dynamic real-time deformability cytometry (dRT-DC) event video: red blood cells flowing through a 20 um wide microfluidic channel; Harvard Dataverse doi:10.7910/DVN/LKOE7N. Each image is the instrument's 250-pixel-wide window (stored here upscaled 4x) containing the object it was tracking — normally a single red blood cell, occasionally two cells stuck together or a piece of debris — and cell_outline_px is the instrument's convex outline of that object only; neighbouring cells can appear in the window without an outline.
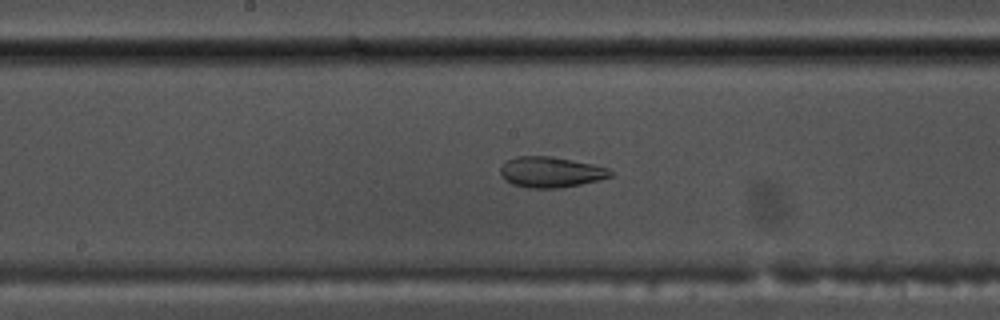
{"species": "common noctule bat (a hibernating species)", "species_latin": "Nyctalus noctula", "temperature_condition": "warm", "stored_images_in_passage": 53, "camera_frame_rate_fps": 3000, "um_per_image_px": 0.085, "animal": {"sex": "male", "body_mass_g": 17.5, "forearm_length_mm": 52.3}, "frame": {"image": 1, "passage_image": 27, "time_ms": 8.667, "image_size_px": [1000, 320], "cell_outline_px": [[612, 176], [600, 180], [560, 188], [528, 188], [512, 184], [504, 180], [500, 172], [500, 168], [508, 160], [516, 156], [552, 156], [592, 164], [608, 168], [612, 172]], "centroid_in_image_um": [46.81, 14.63], "position_along_channel_um": 201.4, "area_um2": 19.65}}
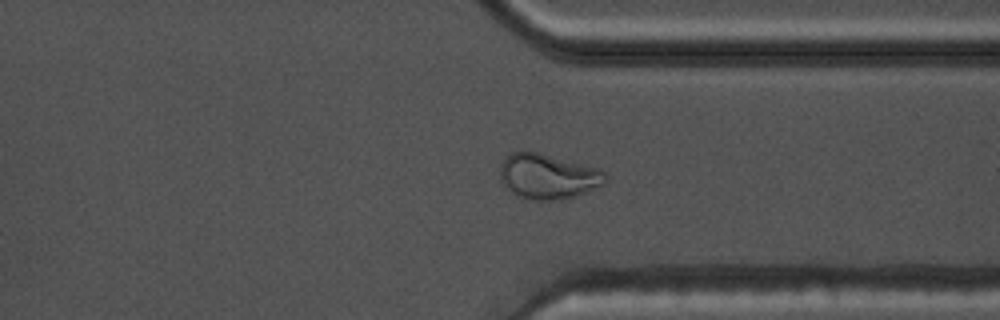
{"frame": {"image": 2, "passage_image": 40, "time_ms": 13.0, "image_size_px": [1000, 320], "cell_outline_px": [[608, 180], [604, 184], [588, 192], [576, 196], [560, 200], [532, 200], [520, 196], [512, 192], [500, 180], [500, 164], [512, 152], [540, 152], [600, 168], [608, 176]], "centroid_in_image_um": [46.63, 14.99], "position_along_channel_um": 364.8, "area_um2": 27.92}}
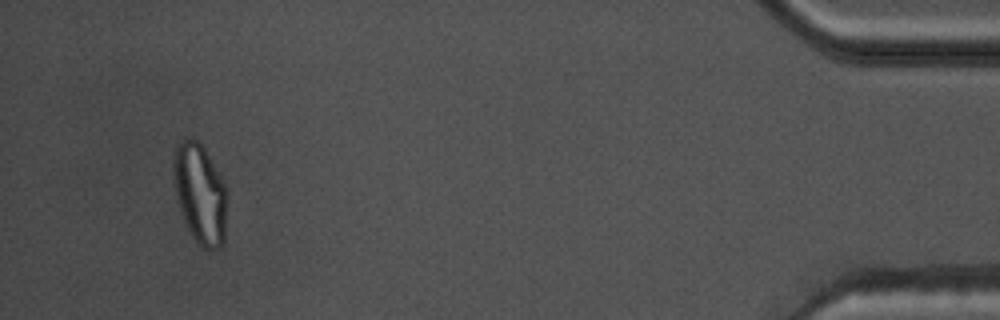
{"frame": {"image": 3, "passage_image": 50, "time_ms": 16.333, "image_size_px": [1000, 320], "cell_outline_px": [[228, 192], [224, 240], [220, 248], [204, 248], [192, 236], [184, 220], [176, 196], [172, 168], [172, 160], [176, 144], [184, 136], [192, 136], [204, 148], [220, 176]], "centroid_in_image_um": [16.99, 16.4], "position_along_channel_um": 418.2, "area_um2": 31.39}, "authors_computed_cell_mechanics": {"area_um2": 25.6054, "velocity_mm_per_s": 3.7785, "shape_relaxation_time_tau1_ms": null, "shape_relaxation_time_tau2_ms": 1.9393, "deformation_change_tau1": null, "deformation_change_tau2": 0.0882}}